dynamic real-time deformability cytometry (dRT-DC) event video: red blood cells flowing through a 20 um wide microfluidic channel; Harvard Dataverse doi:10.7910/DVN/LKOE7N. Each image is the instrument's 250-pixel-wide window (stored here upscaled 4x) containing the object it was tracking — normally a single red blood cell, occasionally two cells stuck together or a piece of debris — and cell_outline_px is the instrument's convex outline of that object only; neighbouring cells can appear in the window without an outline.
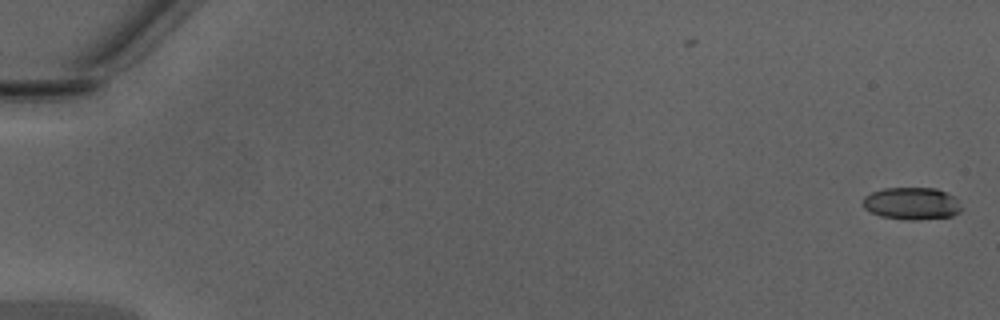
{"species": "Egyptian fruit bat (a non-hibernating species)", "species_latin": "Rousettus aegyptiacus", "temperature_condition": "warm", "stored_images_in_passage": 18, "camera_frame_rate_fps": 3000, "um_per_image_px": 0.085, "animal": {"sex": "male"}, "frame": {"image": 1, "passage_image": 1, "time_ms": 0.0, "image_size_px": [1000, 320], "cell_outline_px": [[964, 208], [960, 212], [952, 216], [916, 220], [908, 220], [880, 216], [864, 208], [864, 196], [872, 192], [884, 188], [936, 188], [956, 196]], "centroid_in_image_um": [77.57, 17.29], "position_along_channel_um": 7.4, "area_um2": 18.73}}